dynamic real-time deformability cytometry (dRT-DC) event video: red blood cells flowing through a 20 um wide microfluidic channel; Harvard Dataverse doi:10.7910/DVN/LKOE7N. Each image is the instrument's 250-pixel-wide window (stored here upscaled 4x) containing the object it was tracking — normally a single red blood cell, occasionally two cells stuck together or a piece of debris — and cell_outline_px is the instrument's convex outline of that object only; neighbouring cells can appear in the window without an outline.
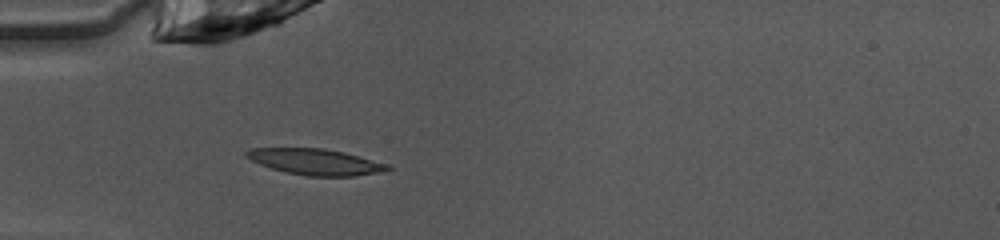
{"species": "common noctule bat (a hibernating species)", "species_latin": "Nyctalus noctula", "temperature_condition": "warm", "stored_images_in_passage": 32, "camera_frame_rate_fps": 3000, "um_per_image_px": 0.085, "animal": {"sex": "female", "body_mass_g": 10.0, "forearm_length_mm": 53.1}, "frame": {"image": 1, "passage_image": 1, "time_ms": 0.0, "image_size_px": [1000, 240], "cell_outline_px": [[392, 168], [376, 172], [352, 176], [308, 176], [288, 172], [272, 168], [260, 164], [244, 156], [244, 152], [252, 148], [324, 148], [344, 152], [388, 164]], "centroid_in_image_um": [26.78, 13.74], "position_along_channel_um": 58.2, "area_um2": 21.1}}
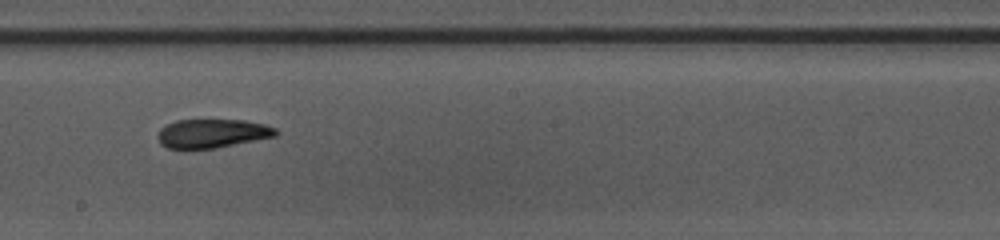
{"frame": {"image": 2, "passage_image": 14, "time_ms": 4.333, "image_size_px": [1000, 240], "cell_outline_px": [[280, 132], [276, 136], [216, 148], [168, 148], [160, 144], [156, 136], [160, 128], [176, 120], [244, 120], [264, 124], [276, 128]], "centroid_in_image_um": [18.04, 11.34], "position_along_channel_um": 230.2, "area_um2": 19.83}}
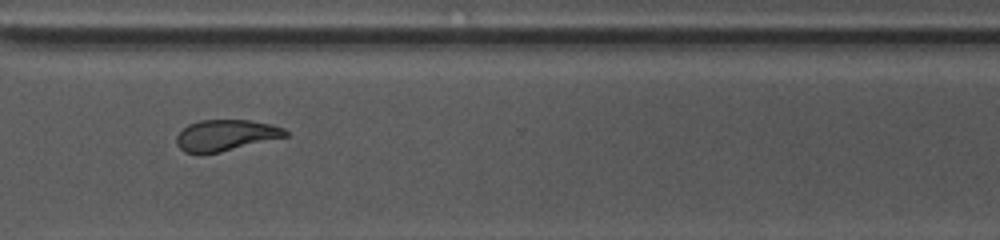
{"frame": {"image": 3, "passage_image": 23, "time_ms": 7.333, "image_size_px": [1000, 240], "cell_outline_px": [[288, 136], [220, 152], [184, 152], [176, 144], [176, 136], [188, 124], [200, 120], [248, 120], [272, 124], [284, 128], [288, 132]], "centroid_in_image_um": [19.2, 11.48], "position_along_channel_um": 351.4, "area_um2": 19.54}, "authors_computed_cell_mechanics": {"area_um2": 19.7676, "velocity_mm_per_s": 4.0578, "shape_relaxation_time_tau1_ms": 8.8768, "shape_relaxation_time_tau2_ms": 6.1989, "deformation_change_tau1": 0.2391, "deformation_change_tau2": 0.1097}}